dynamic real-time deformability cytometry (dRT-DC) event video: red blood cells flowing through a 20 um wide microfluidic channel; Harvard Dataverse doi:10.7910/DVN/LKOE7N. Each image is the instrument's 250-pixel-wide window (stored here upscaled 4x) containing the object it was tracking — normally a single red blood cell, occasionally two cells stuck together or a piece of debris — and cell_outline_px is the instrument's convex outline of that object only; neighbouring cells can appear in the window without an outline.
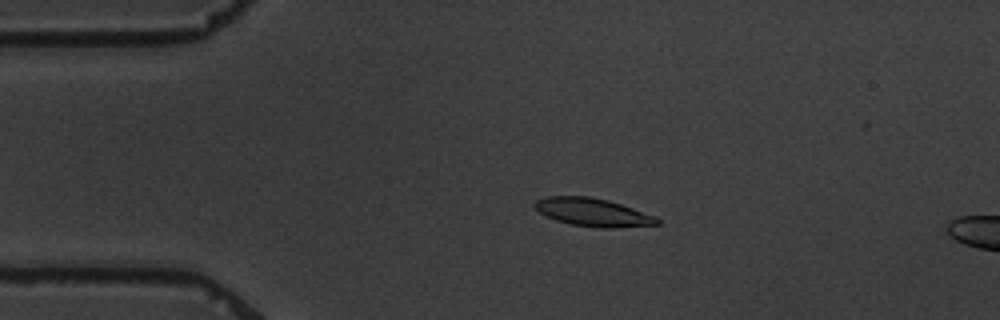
{"species": "common noctule bat (a hibernating species)", "species_latin": "Nyctalus noctula", "temperature_condition": "warm", "stored_images_in_passage": 6, "camera_frame_rate_fps": 3000, "um_per_image_px": 0.085, "animal": {"sex": "male", "body_mass_g": 19.5, "forearm_length_mm": 54.6}, "frame": {"image": 1, "passage_image": 4, "time_ms": 3.667, "image_size_px": [1000, 320], "cell_outline_px": [[660, 224], [612, 228], [596, 228], [572, 224], [556, 220], [540, 212], [532, 204], [536, 200], [548, 196], [588, 196], [608, 200], [656, 216], [660, 220]], "centroid_in_image_um": [50.4, 18.04], "position_along_channel_um": 34.6, "area_um2": 19.88}}